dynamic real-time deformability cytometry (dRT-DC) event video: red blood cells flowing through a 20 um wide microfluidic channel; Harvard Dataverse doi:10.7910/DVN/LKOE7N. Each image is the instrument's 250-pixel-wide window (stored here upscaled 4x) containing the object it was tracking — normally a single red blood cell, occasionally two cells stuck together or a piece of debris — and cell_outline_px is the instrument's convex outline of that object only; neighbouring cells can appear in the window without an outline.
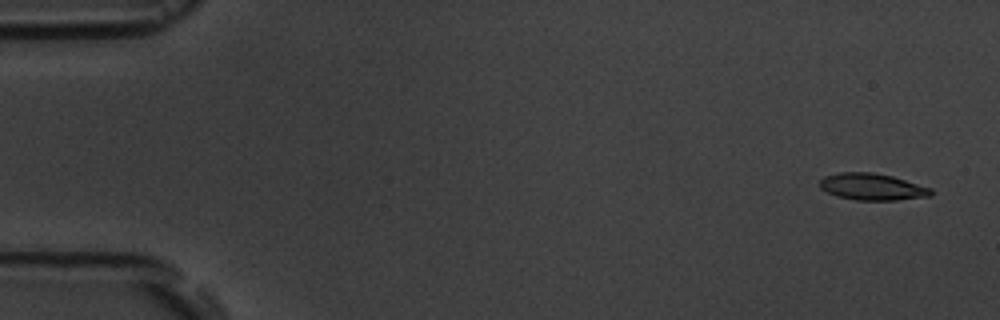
{"species": "common noctule bat (a hibernating species)", "species_latin": "Nyctalus noctula", "temperature_condition": "room temperature", "stored_images_in_passage": 5, "camera_frame_rate_fps": 3000, "um_per_image_px": 0.085, "animal": {"sex": "male", "body_mass_g": 19.5, "forearm_length_mm": 54.6}, "frame": {"image": 1, "passage_image": 1, "time_ms": 0.0, "image_size_px": [1000, 320], "cell_outline_px": [[932, 196], [896, 200], [856, 200], [840, 196], [828, 192], [820, 188], [820, 180], [824, 176], [840, 172], [872, 172], [892, 176], [932, 188]], "centroid_in_image_um": [74.16, 15.87], "position_along_channel_um": 10.8, "area_um2": 17.22}}
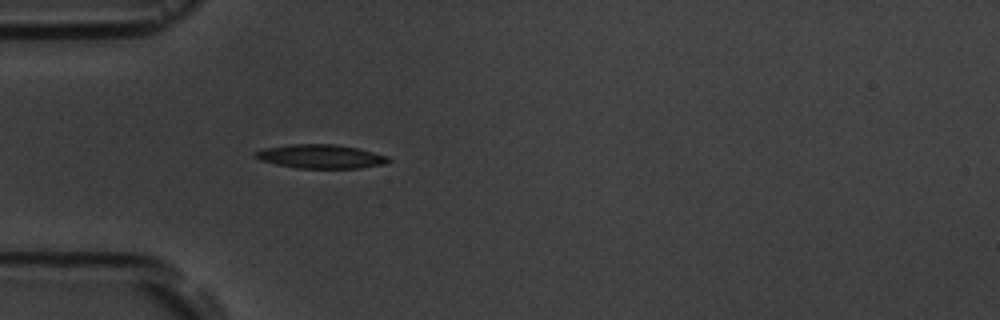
{"frame": {"image": 2, "passage_image": 5, "time_ms": 4.667, "image_size_px": [1000, 320], "cell_outline_px": [[392, 160], [384, 164], [360, 168], [296, 168], [276, 164], [260, 160], [252, 156], [256, 152], [264, 148], [288, 144], [336, 144], [356, 148], [388, 156]], "centroid_in_image_um": [27.24, 13.3], "position_along_channel_um": 57.8, "area_um2": 18.5}}